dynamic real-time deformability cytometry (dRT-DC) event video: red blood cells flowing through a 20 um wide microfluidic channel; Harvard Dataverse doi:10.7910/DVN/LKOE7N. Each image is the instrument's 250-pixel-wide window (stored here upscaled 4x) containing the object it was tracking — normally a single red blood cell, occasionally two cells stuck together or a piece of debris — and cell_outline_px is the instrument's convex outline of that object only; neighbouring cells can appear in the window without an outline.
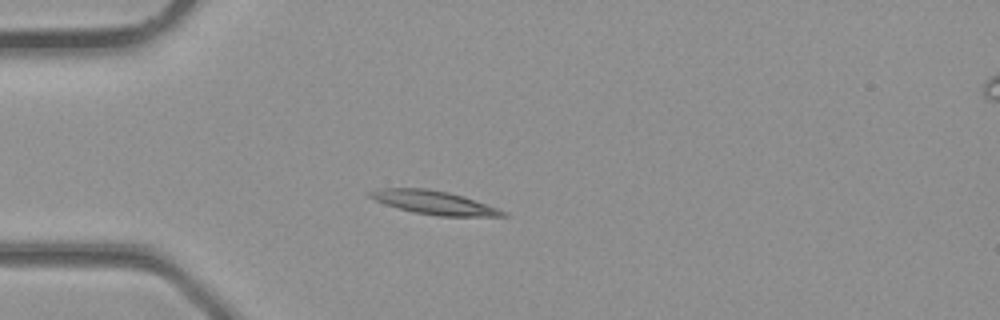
{"species": "common noctule bat (a hibernating species)", "species_latin": "Nyctalus noctula", "temperature_condition": "room temperature", "stored_images_in_passage": 3, "camera_frame_rate_fps": 3000, "um_per_image_px": 0.085, "animal": {"sex": "male", "body_mass_g": 23.1, "forearm_length_mm": 52.7}, "frame": {"image": 1, "passage_image": 2, "time_ms": 0.333, "image_size_px": [1000, 320], "cell_outline_px": [[508, 216], [436, 216], [412, 212], [376, 200], [368, 196], [368, 192], [384, 188], [428, 188], [448, 192], [464, 196], [508, 212]], "centroid_in_image_um": [36.93, 17.22], "position_along_channel_um": 48.1, "area_um2": 18.03}}